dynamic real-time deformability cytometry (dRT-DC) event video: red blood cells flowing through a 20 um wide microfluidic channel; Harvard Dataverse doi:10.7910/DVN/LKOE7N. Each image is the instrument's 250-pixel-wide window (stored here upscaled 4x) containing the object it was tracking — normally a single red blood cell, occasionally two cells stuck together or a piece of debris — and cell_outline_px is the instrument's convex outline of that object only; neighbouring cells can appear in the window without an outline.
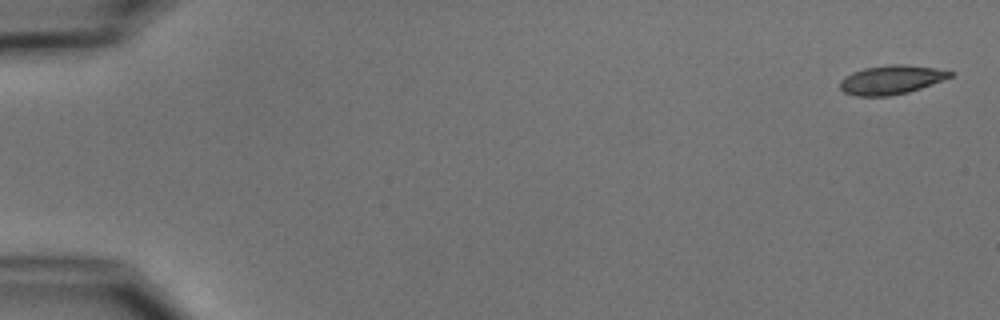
{"species": "common noctule bat (a hibernating species)", "species_latin": "Nyctalus noctula", "temperature_condition": "cold", "stored_images_in_passage": 7, "camera_frame_rate_fps": 3000, "um_per_image_px": 0.085, "animal": {"sex": "male", "body_mass_g": 15.6}, "frame": {"image": 1, "passage_image": 1, "time_ms": 0.0, "image_size_px": [1000, 320], "cell_outline_px": [[952, 76], [920, 88], [908, 92], [888, 96], [856, 96], [844, 92], [840, 88], [840, 80], [844, 76], [852, 72], [864, 68], [888, 64], [904, 64], [936, 68], [952, 72]], "centroid_in_image_um": [75.7, 6.77], "position_along_channel_um": 9.3, "area_um2": 18.5}}
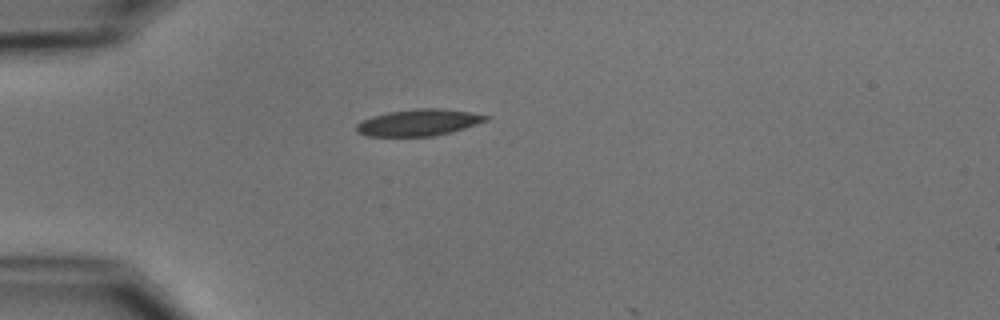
{"frame": {"image": 2, "passage_image": 5, "time_ms": 4.667, "image_size_px": [1000, 320], "cell_outline_px": [[492, 116], [488, 120], [464, 128], [432, 136], [364, 136], [356, 132], [356, 124], [372, 116], [388, 112], [416, 108], [440, 108], [468, 112]], "centroid_in_image_um": [35.56, 10.41], "position_along_channel_um": 49.4, "area_um2": 19.94}}